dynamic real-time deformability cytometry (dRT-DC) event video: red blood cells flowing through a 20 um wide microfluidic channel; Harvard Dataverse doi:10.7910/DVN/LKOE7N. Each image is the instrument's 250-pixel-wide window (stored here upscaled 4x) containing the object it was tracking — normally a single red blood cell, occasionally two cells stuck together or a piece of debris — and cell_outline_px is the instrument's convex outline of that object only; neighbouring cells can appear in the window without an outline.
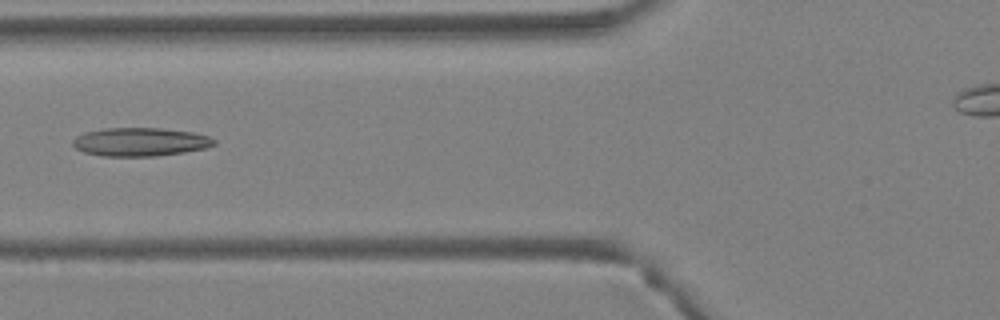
{"species": "Egyptian fruit bat (a non-hibernating species)", "species_latin": "Rousettus aegyptiacus", "temperature_condition": "warm", "stored_images_in_passage": 28, "camera_frame_rate_fps": 3000, "um_per_image_px": 0.085, "animal": {"sex": "female"}, "frame": {"image": 1, "passage_image": 6, "time_ms": 1.667, "image_size_px": [1000, 320], "cell_outline_px": [[216, 144], [204, 148], [184, 152], [156, 156], [104, 156], [84, 152], [76, 148], [72, 144], [72, 140], [76, 136], [84, 132], [104, 128], [160, 128], [192, 132], [208, 136], [216, 140]], "centroid_in_image_um": [11.9, 12.06], "position_along_channel_um": 113.9, "area_um2": 23.41}}
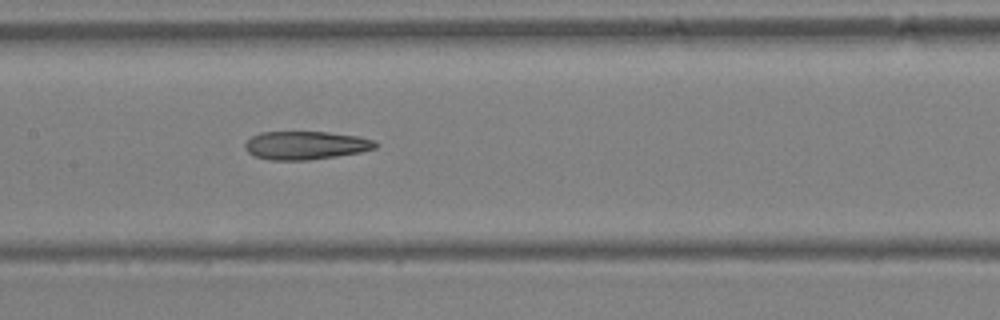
{"frame": {"image": 2, "passage_image": 10, "time_ms": 3.0, "image_size_px": [1000, 320], "cell_outline_px": [[380, 144], [376, 148], [360, 152], [336, 156], [308, 160], [272, 160], [252, 156], [244, 148], [244, 144], [252, 136], [260, 132], [328, 132], [356, 136], [376, 140]], "centroid_in_image_um": [25.99, 12.35], "position_along_channel_um": 181.4, "area_um2": 21.62}}
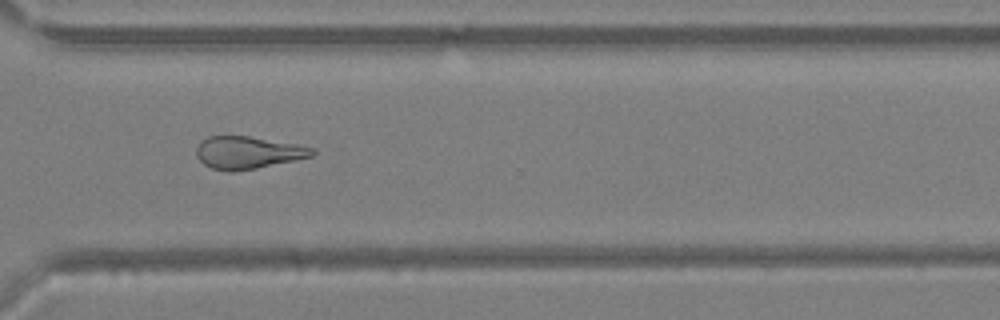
{"frame": {"image": 3, "passage_image": 20, "time_ms": 6.333, "image_size_px": [1000, 320], "cell_outline_px": [[316, 152], [312, 156], [296, 160], [256, 168], [232, 172], [212, 168], [204, 164], [196, 156], [196, 148], [200, 140], [208, 136], [248, 136], [296, 144], [316, 148]], "centroid_in_image_um": [21.06, 12.96], "position_along_channel_um": 349.5, "area_um2": 21.91}}